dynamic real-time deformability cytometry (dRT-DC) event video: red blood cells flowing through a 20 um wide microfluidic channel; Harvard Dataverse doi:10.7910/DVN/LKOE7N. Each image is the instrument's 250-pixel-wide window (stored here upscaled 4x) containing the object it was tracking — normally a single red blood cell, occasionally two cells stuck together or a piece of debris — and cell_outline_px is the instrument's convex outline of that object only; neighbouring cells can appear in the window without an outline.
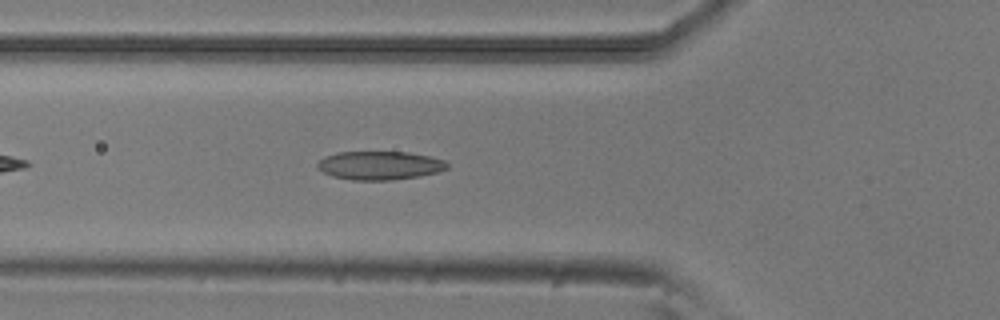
{"species": "common noctule bat (a hibernating species)", "species_latin": "Nyctalus noctula", "temperature_condition": "room temperature", "stored_images_in_passage": 39, "camera_frame_rate_fps": 3000, "um_per_image_px": 0.085, "animal": {"sex": "male", "body_mass_g": 20.5, "forearm_length_mm": 52.5}, "frame": {"image": 1, "passage_image": 7, "time_ms": 2.0, "image_size_px": [1000, 320], "cell_outline_px": [[448, 168], [436, 172], [420, 176], [392, 180], [352, 180], [332, 176], [316, 168], [316, 164], [324, 156], [336, 152], [408, 152], [428, 156], [444, 160], [448, 164]], "centroid_in_image_um": [32.24, 14.06], "position_along_channel_um": 93.6, "area_um2": 21.62}}
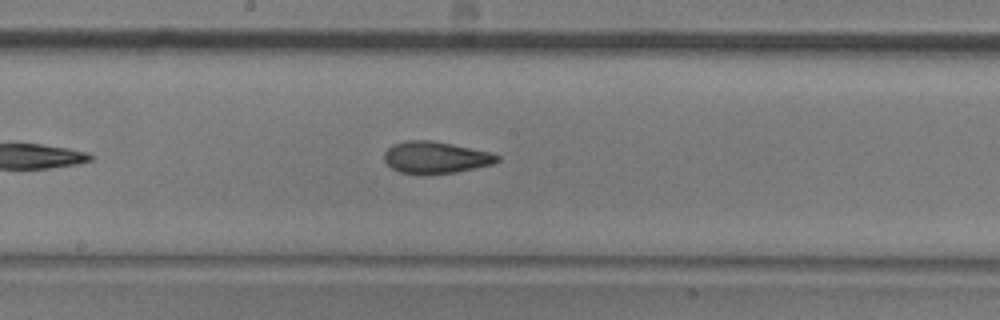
{"frame": {"image": 2, "passage_image": 16, "time_ms": 5.0, "image_size_px": [1000, 320], "cell_outline_px": [[500, 160], [492, 164], [456, 172], [400, 172], [392, 168], [384, 160], [384, 152], [392, 144], [404, 140], [432, 140], [492, 152], [500, 156]], "centroid_in_image_um": [37.04, 13.34], "position_along_channel_um": 211.2, "area_um2": 20.58}}
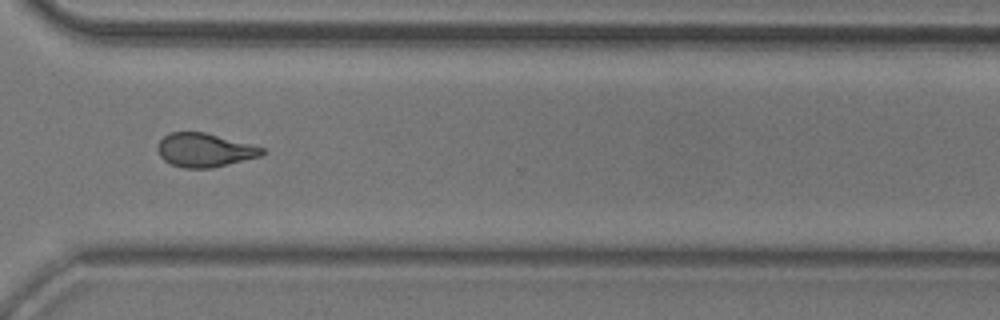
{"frame": {"image": 3, "passage_image": 27, "time_ms": 8.667, "image_size_px": [1000, 320], "cell_outline_px": [[264, 152], [260, 156], [212, 168], [184, 168], [172, 164], [164, 160], [160, 156], [156, 148], [160, 140], [168, 132], [204, 132], [252, 144], [264, 148]], "centroid_in_image_um": [17.36, 12.75], "position_along_channel_um": 353.2, "area_um2": 20.46}, "authors_computed_cell_mechanics": {"area_um2": 20.5768, "velocity_mm_per_s": 3.888, "shape_relaxation_time_tau1_ms": 9.0509, "shape_relaxation_time_tau2_ms": 1.9422, "deformation_change_tau1": 0.1974, "deformation_change_tau2": 0.0873}}